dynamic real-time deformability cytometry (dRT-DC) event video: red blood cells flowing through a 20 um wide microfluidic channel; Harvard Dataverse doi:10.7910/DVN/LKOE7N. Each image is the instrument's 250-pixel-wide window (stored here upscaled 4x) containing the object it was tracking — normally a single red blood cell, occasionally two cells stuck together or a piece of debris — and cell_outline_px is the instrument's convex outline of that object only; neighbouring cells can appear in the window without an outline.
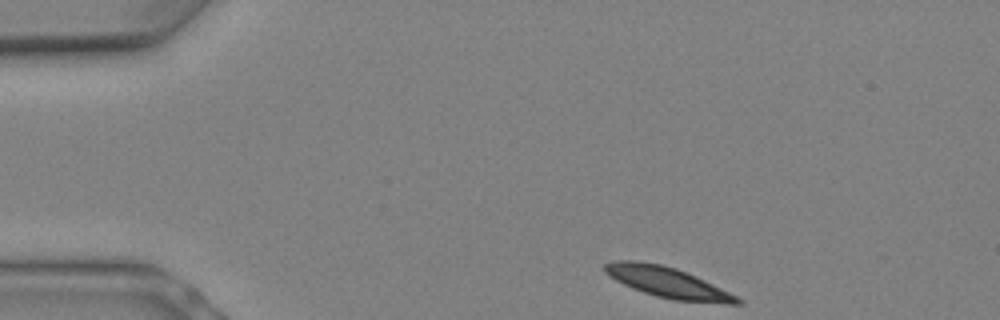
{"species": "Egyptian fruit bat (a non-hibernating species)", "species_latin": "Rousettus aegyptiacus", "temperature_condition": "warm", "stored_images_in_passage": 4, "camera_frame_rate_fps": 3000, "um_per_image_px": 0.085, "animal": {"sex": "female"}, "frame": {"image": 1, "passage_image": 1, "time_ms": 0.0, "image_size_px": [1000, 320], "cell_outline_px": [[744, 304], [724, 304], [672, 300], [656, 296], [632, 288], [616, 280], [604, 272], [604, 264], [616, 260], [636, 260], [660, 264], [676, 268], [696, 276], [744, 300]], "centroid_in_image_um": [56.76, 24.01], "position_along_channel_um": 28.2, "area_um2": 23.58}}